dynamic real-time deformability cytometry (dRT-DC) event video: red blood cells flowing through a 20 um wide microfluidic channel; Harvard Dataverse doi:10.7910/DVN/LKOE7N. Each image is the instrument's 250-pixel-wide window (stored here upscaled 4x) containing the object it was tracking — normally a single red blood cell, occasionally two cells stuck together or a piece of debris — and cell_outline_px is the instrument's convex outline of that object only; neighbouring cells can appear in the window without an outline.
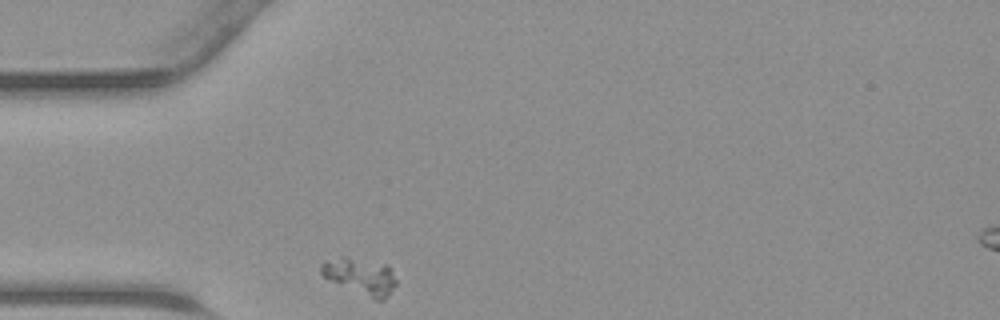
{"species": "common noctule bat (a hibernating species)", "species_latin": "Nyctalus noctula", "temperature_condition": "warm", "stored_images_in_passage": 25, "camera_frame_rate_fps": 3000, "um_per_image_px": 0.085, "animal": {"sex": "male", "body_mass_g": 23.1, "forearm_length_mm": 52.7}, "frame": {"image": 1, "passage_image": 1, "time_ms": 0.0, "image_size_px": [1000, 320], "cell_outline_px": [[396, 284], [388, 296], [380, 300], [372, 300], [324, 276], [320, 272], [320, 264], [324, 260], [340, 256], [344, 256], [384, 264], [392, 268], [396, 280]], "centroid_in_image_um": [30.65, 23.47], "position_along_channel_um": 54.4, "area_um2": 15.9}}
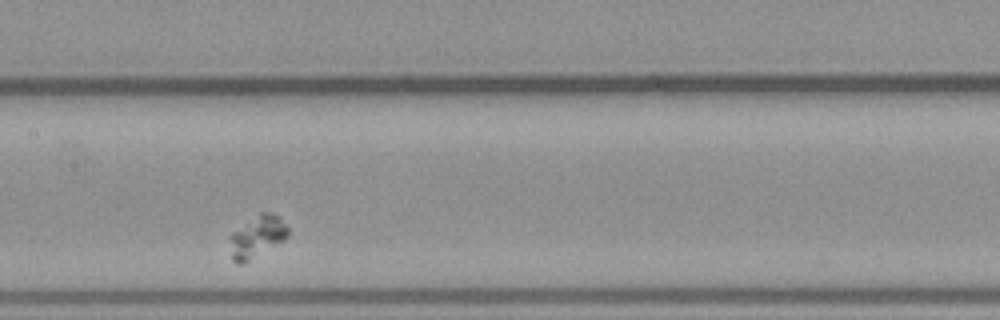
{"frame": {"image": 2, "passage_image": 11, "time_ms": 3.333, "image_size_px": [1000, 320], "cell_outline_px": [[288, 236], [284, 240], [244, 264], [236, 264], [232, 260], [228, 236], [232, 232], [260, 212], [272, 212], [288, 228]], "centroid_in_image_um": [21.8, 20.15], "position_along_channel_um": 185.6, "area_um2": 14.22}}
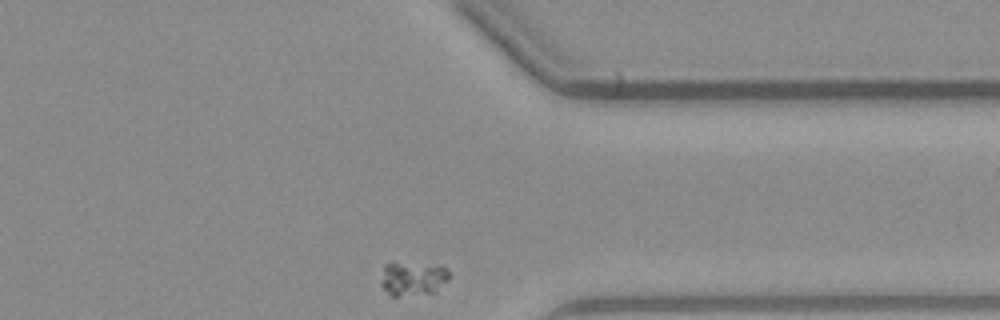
{"frame": {"image": 3, "passage_image": 25, "time_ms": 8.0, "image_size_px": [1000, 320], "cell_outline_px": [[448, 280], [436, 292], [396, 296], [392, 296], [380, 284], [384, 264], [392, 260], [440, 264], [448, 268]], "centroid_in_image_um": [35.09, 23.6], "position_along_channel_um": 376.3, "area_um2": 14.16}}